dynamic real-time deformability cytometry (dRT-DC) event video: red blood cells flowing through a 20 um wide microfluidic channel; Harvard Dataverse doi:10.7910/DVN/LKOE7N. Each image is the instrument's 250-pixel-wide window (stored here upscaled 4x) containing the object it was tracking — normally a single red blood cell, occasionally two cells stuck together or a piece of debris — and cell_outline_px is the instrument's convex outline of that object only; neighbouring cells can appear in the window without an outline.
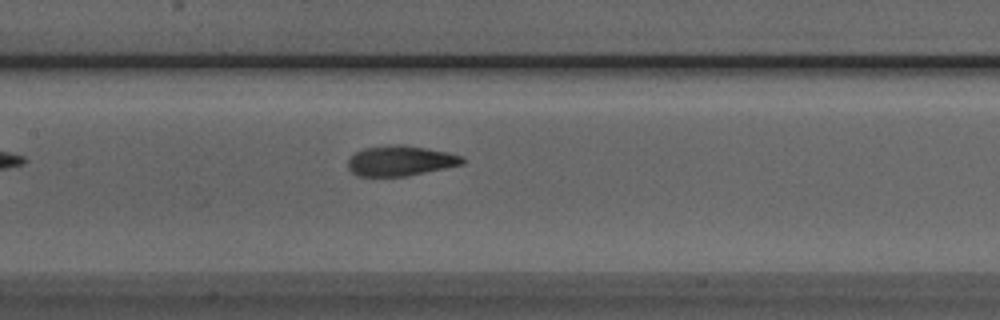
{"species": "Egyptian fruit bat (a non-hibernating species)", "species_latin": "Rousettus aegyptiacus", "temperature_condition": "room temperature", "stored_images_in_passage": 34, "camera_frame_rate_fps": 3000, "um_per_image_px": 0.085, "animal": {"sex": "male"}, "frame": {"image": 1, "passage_image": 9, "time_ms": 2.667, "image_size_px": [1000, 320], "cell_outline_px": [[464, 164], [404, 176], [356, 176], [348, 168], [348, 160], [356, 152], [364, 148], [388, 144], [404, 144], [448, 152], [464, 156]], "centroid_in_image_um": [34.03, 13.65], "position_along_channel_um": 173.4, "area_um2": 20.17}}
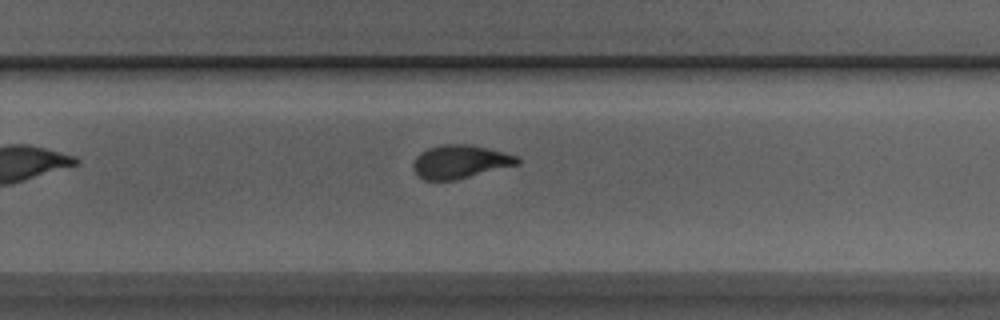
{"frame": {"image": 2, "passage_image": 18, "time_ms": 5.667, "image_size_px": [1000, 320], "cell_outline_px": [[520, 164], [456, 180], [424, 180], [412, 168], [412, 164], [416, 156], [420, 152], [428, 148], [444, 144], [472, 144], [504, 152], [516, 156], [520, 160]], "centroid_in_image_um": [39.11, 13.74], "position_along_channel_um": 290.7, "area_um2": 20.35}}
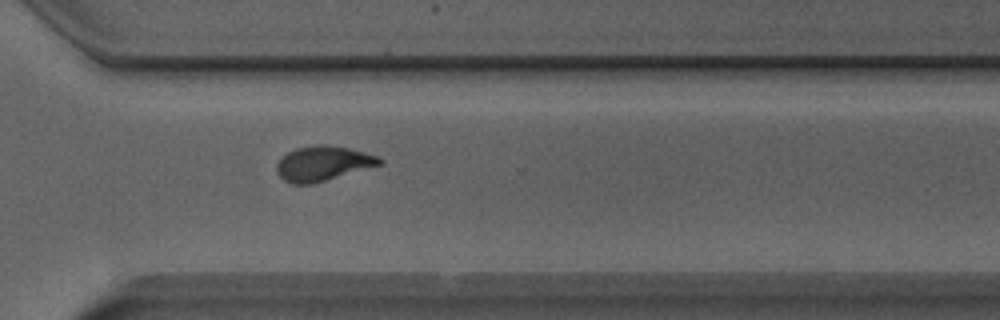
{"frame": {"image": 3, "passage_image": 22, "time_ms": 7.0, "image_size_px": [1000, 320], "cell_outline_px": [[384, 164], [312, 184], [292, 184], [284, 180], [276, 172], [276, 164], [288, 152], [296, 148], [348, 148], [380, 156], [384, 160]], "centroid_in_image_um": [27.49, 13.96], "position_along_channel_um": 343.1, "area_um2": 20.11}, "authors_computed_cell_mechanics": {"area_um2": 20.3456, "velocity_mm_per_s": 3.9281, "shape_relaxation_time_tau1_ms": 4.0648, "shape_relaxation_time_tau2_ms": 1.3181, "deformation_change_tau1": 0.1674, "deformation_change_tau2": 0.0801}}